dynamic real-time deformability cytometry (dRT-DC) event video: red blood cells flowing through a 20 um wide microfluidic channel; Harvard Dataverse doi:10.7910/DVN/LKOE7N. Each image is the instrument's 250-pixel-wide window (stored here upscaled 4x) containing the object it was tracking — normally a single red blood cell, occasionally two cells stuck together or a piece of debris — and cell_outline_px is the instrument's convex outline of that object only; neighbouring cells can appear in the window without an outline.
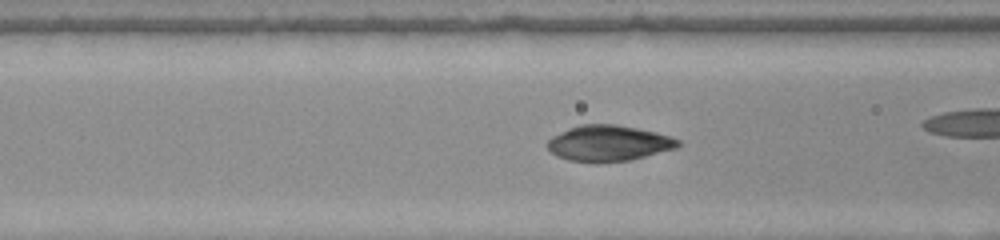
{"species": "common noctule bat (a hibernating species)", "species_latin": "Nyctalus noctula", "temperature_condition": "warm", "stored_images_in_passage": 35, "camera_frame_rate_fps": 3000, "um_per_image_px": 0.085, "animal": {"sex": "female", "body_mass_g": 22.0, "forearm_length_mm": 56.7}, "frame": {"image": 1, "passage_image": 16, "time_ms": 5.0, "image_size_px": [1000, 240], "cell_outline_px": [[680, 144], [676, 148], [632, 160], [596, 164], [592, 164], [568, 160], [556, 156], [544, 144], [552, 136], [568, 128], [580, 124], [616, 124], [656, 132], [680, 140]], "centroid_in_image_um": [51.68, 12.2], "position_along_channel_um": 114.9, "area_um2": 27.74}}
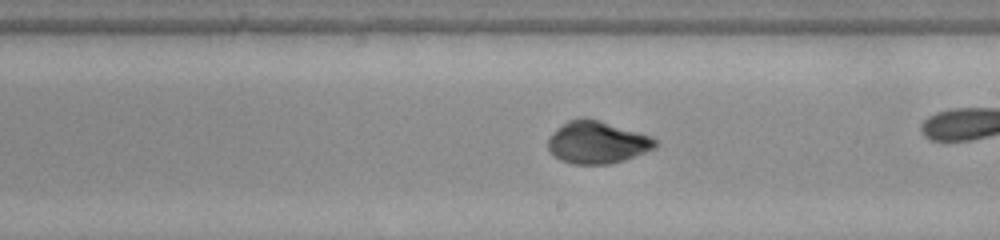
{"frame": {"image": 2, "passage_image": 25, "time_ms": 8.0, "image_size_px": [1000, 240], "cell_outline_px": [[660, 144], [656, 148], [624, 160], [608, 164], [572, 164], [560, 160], [552, 156], [548, 148], [548, 140], [552, 132], [568, 120], [580, 116], [584, 116], [600, 120], [648, 136], [656, 140]], "centroid_in_image_um": [50.72, 12.1], "position_along_channel_um": 238.3, "area_um2": 26.59}}